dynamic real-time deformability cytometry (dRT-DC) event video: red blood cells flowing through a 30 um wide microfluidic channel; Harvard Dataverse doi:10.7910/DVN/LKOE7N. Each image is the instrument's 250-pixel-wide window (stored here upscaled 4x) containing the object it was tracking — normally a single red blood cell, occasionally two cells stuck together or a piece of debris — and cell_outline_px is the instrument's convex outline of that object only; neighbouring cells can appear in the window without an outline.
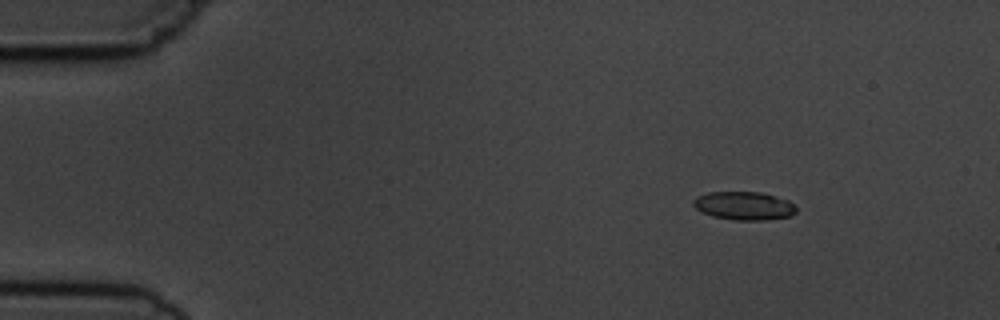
{"species": "common noctule bat (a hibernating species)", "species_latin": "Nyctalus noctula", "temperature_condition": "cold", "stored_images_in_passage": 7, "camera_frame_rate_fps": 3000, "um_per_image_px": 0.085, "animal": {"sex": "male", "body_mass_g": 19.5, "forearm_length_mm": 54.6}, "frame": {"image": 1, "passage_image": 2, "time_ms": 1.0, "image_size_px": [1000, 320], "cell_outline_px": [[796, 212], [792, 216], [764, 220], [732, 220], [712, 216], [696, 208], [692, 204], [692, 200], [696, 196], [708, 192], [760, 192], [788, 200], [796, 208]], "centroid_in_image_um": [63.22, 17.49], "position_along_channel_um": 21.8, "area_um2": 16.99}}